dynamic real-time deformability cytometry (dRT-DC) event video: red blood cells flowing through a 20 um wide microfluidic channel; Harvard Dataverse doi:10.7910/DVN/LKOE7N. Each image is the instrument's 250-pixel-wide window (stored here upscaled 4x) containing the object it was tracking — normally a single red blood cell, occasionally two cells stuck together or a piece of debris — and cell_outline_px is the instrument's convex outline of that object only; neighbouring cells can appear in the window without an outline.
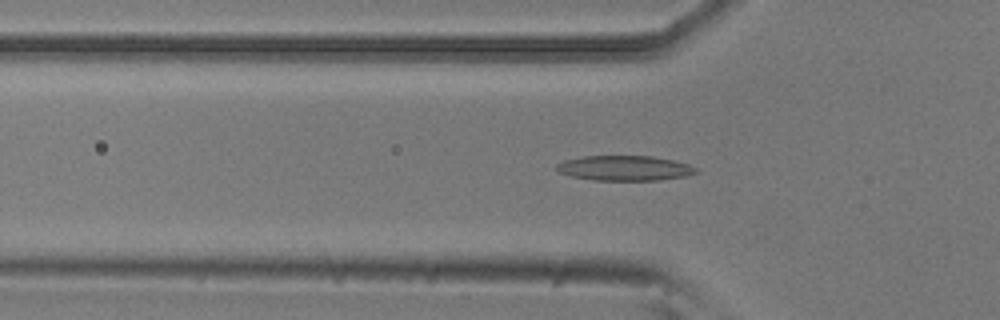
{"species": "common noctule bat (a hibernating species)", "species_latin": "Nyctalus noctula", "temperature_condition": "room temperature", "stored_images_in_passage": 50, "camera_frame_rate_fps": 3000, "um_per_image_px": 0.085, "animal": {"sex": "male", "body_mass_g": 20.5, "forearm_length_mm": 52.5}, "frame": {"image": 1, "passage_image": 17, "time_ms": 5.333, "image_size_px": [1000, 320], "cell_outline_px": [[700, 172], [684, 176], [656, 180], [592, 180], [572, 176], [560, 172], [556, 168], [556, 164], [564, 160], [580, 156], [652, 156], [672, 160], [688, 164], [696, 168]], "centroid_in_image_um": [53.08, 14.28], "position_along_channel_um": 72.7, "area_um2": 20.23}}
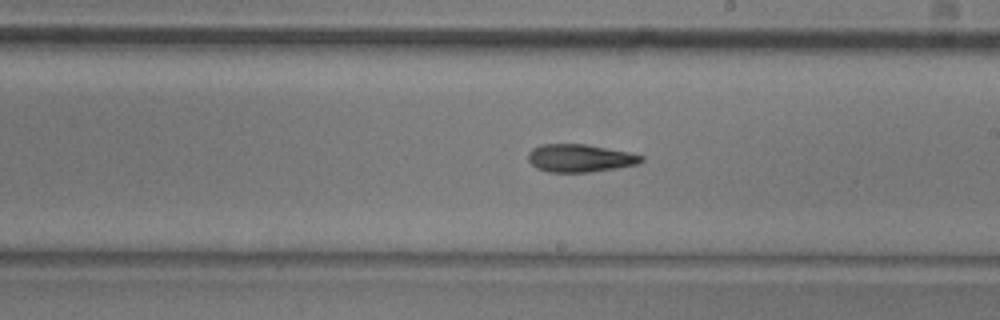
{"frame": {"image": 2, "passage_image": 30, "time_ms": 9.667, "image_size_px": [1000, 320], "cell_outline_px": [[644, 160], [636, 164], [616, 168], [592, 172], [548, 172], [536, 168], [528, 160], [528, 152], [532, 148], [540, 144], [584, 144], [628, 152], [644, 156]], "centroid_in_image_um": [49.26, 13.44], "position_along_channel_um": 239.7, "area_um2": 18.32}}
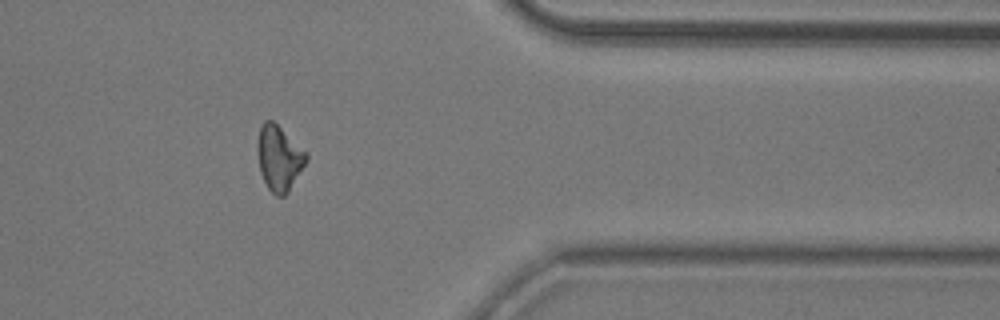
{"frame": {"image": 3, "passage_image": 43, "time_ms": 14.0, "image_size_px": [1000, 320], "cell_outline_px": [[308, 160], [288, 192], [284, 196], [276, 196], [268, 188], [260, 172], [256, 152], [256, 144], [260, 124], [264, 120], [272, 120], [308, 152]], "centroid_in_image_um": [23.71, 13.41], "position_along_channel_um": 387.7, "area_um2": 18.84}, "authors_computed_cell_mechanics": {"area_um2": 18.785, "velocity_mm_per_s": 3.8193, "shape_relaxation_time_tau1_ms": null, "shape_relaxation_time_tau2_ms": 6.861, "deformation_change_tau1": null, "deformation_change_tau2": 0.1784}}